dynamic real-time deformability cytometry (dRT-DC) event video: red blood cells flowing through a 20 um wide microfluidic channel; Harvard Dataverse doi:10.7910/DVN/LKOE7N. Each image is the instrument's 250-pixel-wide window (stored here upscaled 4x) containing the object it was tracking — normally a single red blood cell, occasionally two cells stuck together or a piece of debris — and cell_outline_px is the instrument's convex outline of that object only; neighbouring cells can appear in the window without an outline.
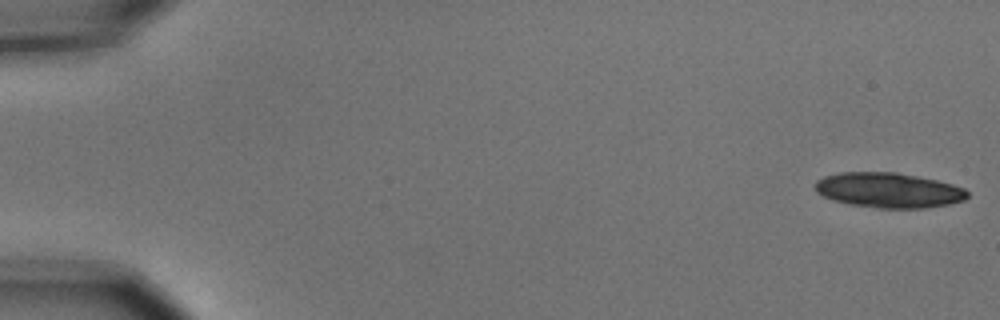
{"species": "common noctule bat (a hibernating species)", "species_latin": "Nyctalus noctula", "temperature_condition": "cold", "stored_images_in_passage": 21, "camera_frame_rate_fps": 3000, "um_per_image_px": 0.085, "animal": {"sex": "male", "body_mass_g": 15.6}, "frame": {"image": 1, "passage_image": 1, "time_ms": 0.0, "image_size_px": [1000, 320], "cell_outline_px": [[968, 196], [964, 200], [948, 204], [924, 208], [876, 208], [848, 204], [824, 196], [816, 192], [812, 184], [816, 180], [824, 176], [840, 172], [896, 172], [936, 180], [952, 184], [964, 188], [968, 192]], "centroid_in_image_um": [75.49, 16.16], "position_along_channel_um": 9.5, "area_um2": 31.15}}